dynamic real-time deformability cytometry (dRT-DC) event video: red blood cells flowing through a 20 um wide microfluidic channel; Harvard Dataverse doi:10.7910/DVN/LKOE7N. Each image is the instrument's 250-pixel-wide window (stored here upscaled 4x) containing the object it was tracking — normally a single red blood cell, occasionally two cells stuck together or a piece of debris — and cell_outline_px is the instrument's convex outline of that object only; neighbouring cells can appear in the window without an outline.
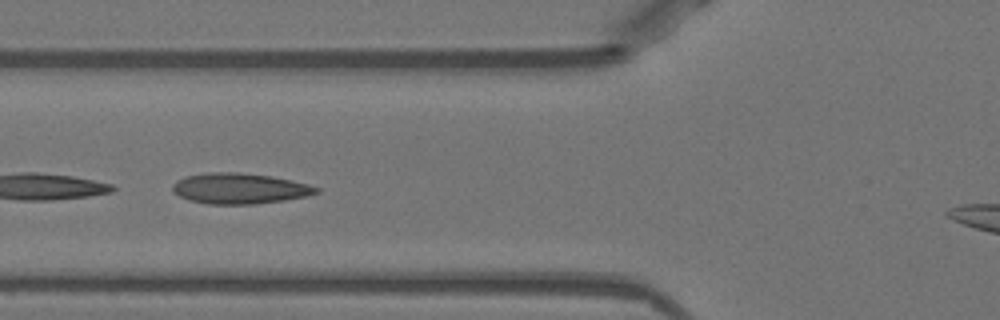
{"species": "Egyptian fruit bat (a non-hibernating species)", "species_latin": "Rousettus aegyptiacus", "temperature_condition": "warm", "stored_images_in_passage": 30, "camera_frame_rate_fps": 3000, "um_per_image_px": 0.085, "animal": {"sex": "female"}, "frame": {"image": 1, "passage_image": 18, "time_ms": 5.667, "image_size_px": [1000, 320], "cell_outline_px": [[320, 192], [304, 196], [284, 200], [256, 204], [208, 204], [188, 200], [180, 196], [172, 188], [172, 184], [176, 180], [184, 176], [212, 172], [240, 172], [272, 176], [308, 184], [320, 188]], "centroid_in_image_um": [20.35, 16.01], "position_along_channel_um": 105.4, "area_um2": 25.66}}